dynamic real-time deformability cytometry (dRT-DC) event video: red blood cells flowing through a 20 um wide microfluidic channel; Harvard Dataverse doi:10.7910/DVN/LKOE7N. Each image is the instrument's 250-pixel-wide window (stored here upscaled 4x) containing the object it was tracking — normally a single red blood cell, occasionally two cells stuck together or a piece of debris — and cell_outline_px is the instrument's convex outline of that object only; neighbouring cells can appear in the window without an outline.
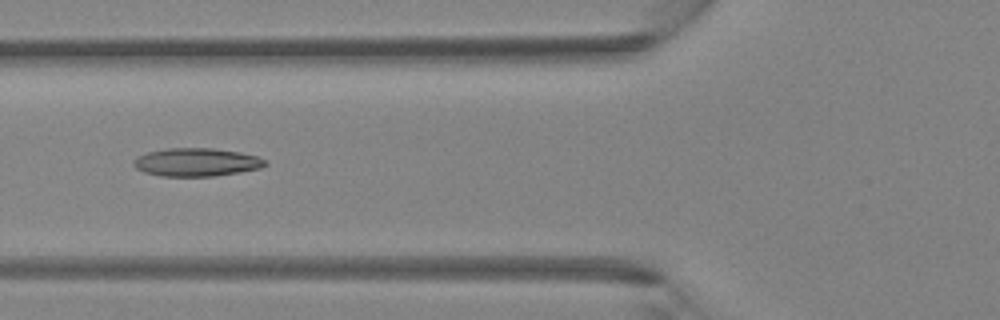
{"species": "Egyptian fruit bat (a non-hibernating species)", "species_latin": "Rousettus aegyptiacus", "temperature_condition": "room temperature", "stored_images_in_passage": 5, "camera_frame_rate_fps": 3000, "um_per_image_px": 0.085, "animal": {"sex": "female"}, "frame": {"image": 1, "passage_image": 5, "time_ms": 1.333, "image_size_px": [1000, 320], "cell_outline_px": [[268, 164], [260, 168], [240, 172], [212, 176], [160, 176], [144, 172], [136, 168], [132, 164], [132, 160], [136, 156], [148, 152], [168, 148], [212, 148], [240, 152], [256, 156], [268, 160]], "centroid_in_image_um": [16.69, 13.78], "position_along_channel_um": 109.1, "area_um2": 21.73}}